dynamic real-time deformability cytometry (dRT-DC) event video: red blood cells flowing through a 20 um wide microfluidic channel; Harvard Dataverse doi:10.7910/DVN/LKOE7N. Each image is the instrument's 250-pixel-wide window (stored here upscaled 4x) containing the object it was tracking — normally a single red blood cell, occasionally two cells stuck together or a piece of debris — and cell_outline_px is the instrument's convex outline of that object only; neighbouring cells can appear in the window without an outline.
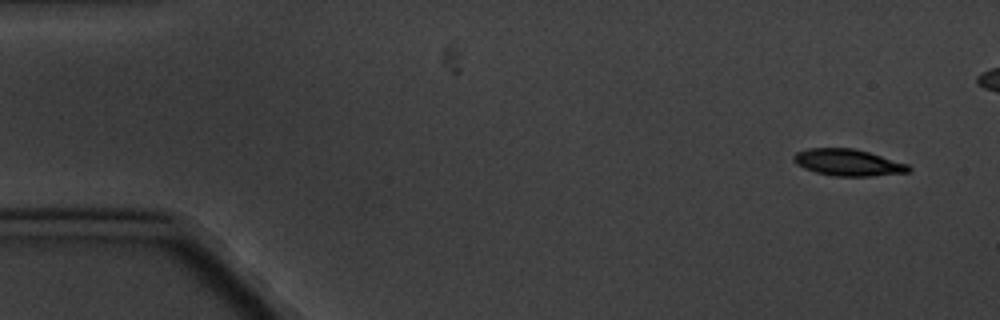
{"species": "common noctule bat (a hibernating species)", "species_latin": "Nyctalus noctula", "temperature_condition": "cold", "stored_images_in_passage": 7, "camera_frame_rate_fps": 3000, "um_per_image_px": 0.085, "animal": {"sex": "male", "body_mass_g": 20.1, "forearm_length_mm": 53.5}, "frame": {"image": 1, "passage_image": 1, "time_ms": 0.0, "image_size_px": [1000, 320], "cell_outline_px": [[912, 168], [908, 172], [872, 176], [832, 176], [816, 172], [804, 168], [796, 164], [792, 160], [792, 156], [796, 152], [808, 148], [852, 148], [868, 152], [908, 164]], "centroid_in_image_um": [72.04, 13.81], "position_along_channel_um": 13.0, "area_um2": 17.86}}